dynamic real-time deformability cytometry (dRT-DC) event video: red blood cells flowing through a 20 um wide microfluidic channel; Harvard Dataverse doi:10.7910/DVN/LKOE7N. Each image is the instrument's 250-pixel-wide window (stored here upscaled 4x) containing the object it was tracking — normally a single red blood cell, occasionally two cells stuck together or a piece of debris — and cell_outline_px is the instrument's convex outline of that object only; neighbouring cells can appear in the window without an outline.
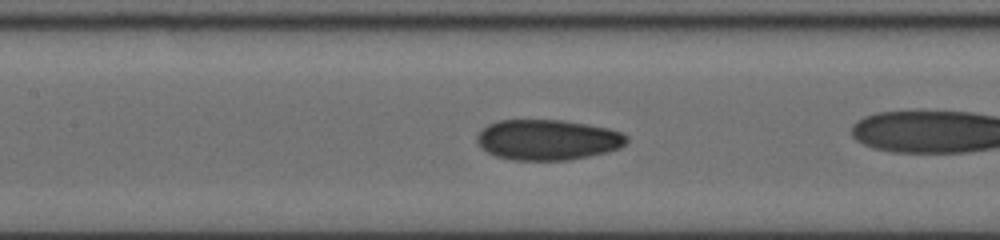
{"species": "human", "species_latin": "Homo sapiens", "temperature_condition": "cold", "stored_images_in_passage": 52, "camera_frame_rate_fps": 3000, "um_per_image_px": 0.085, "donor": {"sex": "female"}, "frame": {"image": 1, "passage_image": 21, "time_ms": 5.0, "image_size_px": [1000, 240], "cell_outline_px": [[628, 140], [620, 148], [608, 152], [568, 160], [512, 160], [496, 156], [480, 148], [476, 140], [476, 136], [488, 124], [500, 120], [560, 120], [608, 128], [620, 132], [628, 136]], "centroid_in_image_um": [46.53, 11.89], "position_along_channel_um": 160.9, "area_um2": 35.26}}
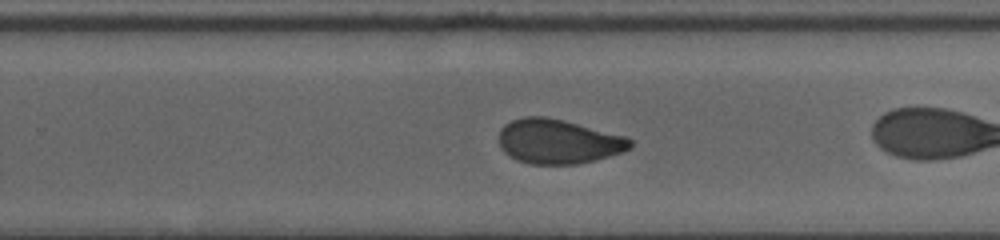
{"frame": {"image": 2, "passage_image": 38, "time_ms": 8.333, "image_size_px": [1000, 240], "cell_outline_px": [[632, 148], [624, 152], [596, 160], [576, 164], [528, 164], [516, 160], [508, 156], [500, 148], [500, 128], [504, 124], [512, 120], [524, 116], [544, 116], [564, 120], [628, 136], [632, 140]], "centroid_in_image_um": [47.47, 12.02], "position_along_channel_um": 282.3, "area_um2": 34.56}}